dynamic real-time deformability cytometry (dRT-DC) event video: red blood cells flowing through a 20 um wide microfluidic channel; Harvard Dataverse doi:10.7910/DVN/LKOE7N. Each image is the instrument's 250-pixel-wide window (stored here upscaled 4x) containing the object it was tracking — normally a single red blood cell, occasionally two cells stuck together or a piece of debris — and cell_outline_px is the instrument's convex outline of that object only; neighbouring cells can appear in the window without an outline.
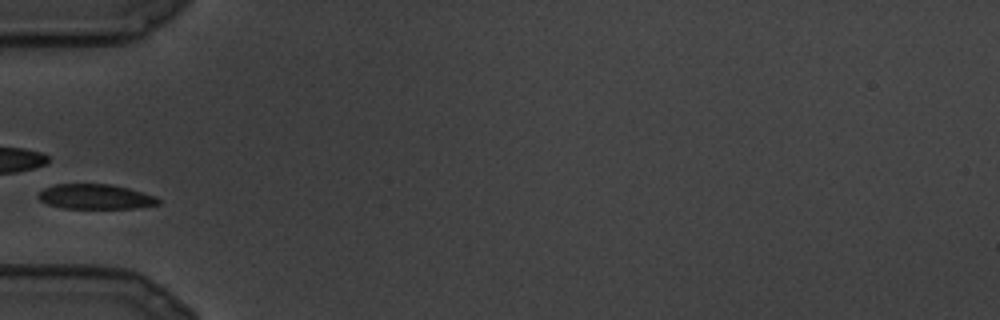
{"species": "common noctule bat (a hibernating species)", "species_latin": "Nyctalus noctula", "temperature_condition": "cold", "stored_images_in_passage": 3, "camera_frame_rate_fps": 3000, "um_per_image_px": 0.085, "animal": {"sex": "male", "body_mass_g": 19.5, "forearm_length_mm": 54.6}, "frame": {"image": 1, "passage_image": 2, "time_ms": 0.333, "image_size_px": [1000, 320], "cell_outline_px": [[160, 204], [136, 208], [64, 208], [48, 204], [40, 200], [36, 196], [44, 188], [56, 184], [112, 184], [128, 188], [156, 196], [160, 200]], "centroid_in_image_um": [8.13, 16.71], "position_along_channel_um": 76.9, "area_um2": 17.4}}